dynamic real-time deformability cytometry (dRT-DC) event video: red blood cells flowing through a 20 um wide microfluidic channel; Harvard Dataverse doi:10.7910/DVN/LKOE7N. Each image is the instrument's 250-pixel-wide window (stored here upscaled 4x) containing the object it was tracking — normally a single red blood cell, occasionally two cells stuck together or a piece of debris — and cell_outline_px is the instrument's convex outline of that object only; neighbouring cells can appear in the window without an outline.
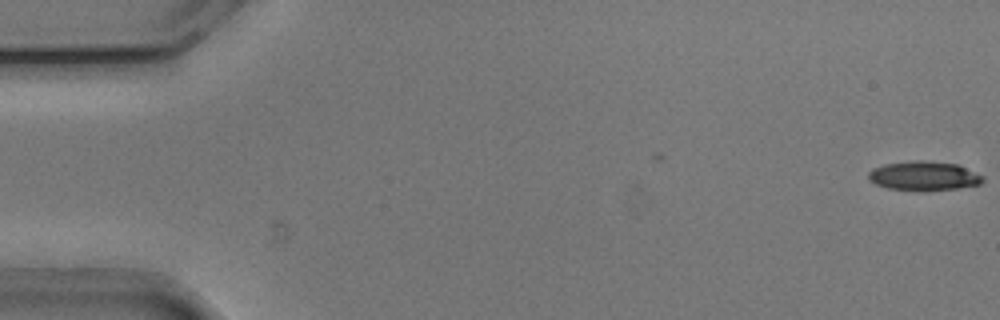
{"species": "common noctule bat (a hibernating species)", "species_latin": "Nyctalus noctula", "temperature_condition": "cold", "stored_images_in_passage": 3, "camera_frame_rate_fps": 3000, "um_per_image_px": 0.085, "animal": {"sex": "male", "body_mass_g": 20.5, "forearm_length_mm": 52.5}, "frame": {"image": 1, "passage_image": 3, "time_ms": 0.667, "image_size_px": [1000, 320], "cell_outline_px": [[984, 180], [980, 184], [956, 188], [924, 192], [916, 192], [888, 188], [876, 184], [868, 180], [868, 172], [872, 168], [884, 164], [912, 160], [924, 160], [956, 164], [984, 176]], "centroid_in_image_um": [78.48, 14.97], "position_along_channel_um": 6.5, "area_um2": 19.83}}